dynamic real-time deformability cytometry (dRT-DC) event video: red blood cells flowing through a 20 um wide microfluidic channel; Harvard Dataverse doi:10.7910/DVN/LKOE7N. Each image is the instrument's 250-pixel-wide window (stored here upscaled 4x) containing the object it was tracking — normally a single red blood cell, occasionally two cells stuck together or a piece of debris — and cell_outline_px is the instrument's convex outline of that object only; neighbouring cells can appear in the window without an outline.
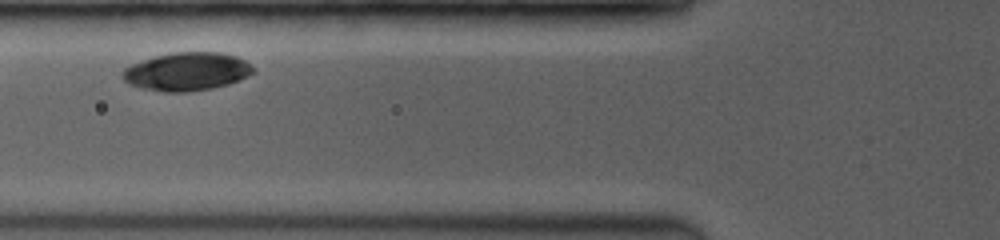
{"species": "common noctule bat (a hibernating species)", "species_latin": "Nyctalus noctula", "temperature_condition": "room temperature", "stored_images_in_passage": 14, "camera_frame_rate_fps": 3500, "um_per_image_px": 0.085, "animal": {"sex": "female", "body_mass_g": 19.0, "forearm_length_mm": 53.3}, "frame": {"image": 1, "passage_image": 5, "time_ms": 1.714, "image_size_px": [1000, 240], "cell_outline_px": [[256, 72], [248, 76], [228, 84], [212, 88], [188, 92], [164, 92], [140, 88], [128, 84], [120, 76], [120, 72], [124, 68], [140, 60], [172, 52], [220, 52], [236, 56], [244, 60]], "centroid_in_image_um": [15.83, 6.09], "position_along_channel_um": 110.0, "area_um2": 29.3}}
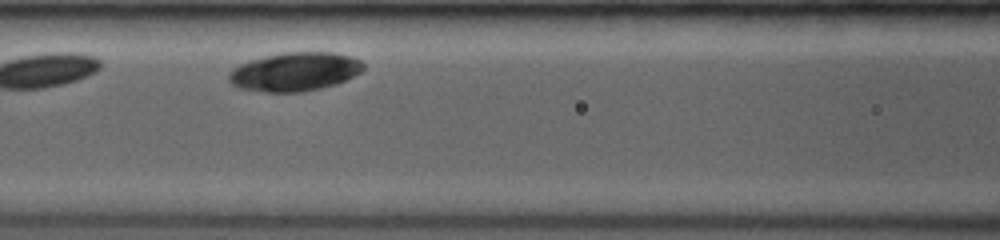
{"frame": {"image": 2, "passage_image": 7, "time_ms": 2.571, "image_size_px": [1000, 240], "cell_outline_px": [[364, 68], [360, 72], [336, 84], [320, 88], [300, 92], [264, 92], [240, 88], [232, 84], [228, 80], [228, 72], [232, 68], [240, 64], [252, 60], [284, 52], [332, 52], [348, 56], [360, 60], [364, 64]], "centroid_in_image_um": [25.03, 6.1], "position_along_channel_um": 141.6, "area_um2": 30.11}}
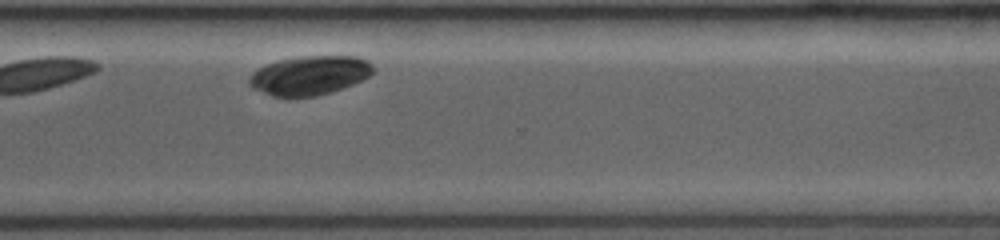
{"frame": {"image": 3, "passage_image": 14, "time_ms": 8.0, "image_size_px": [1000, 240], "cell_outline_px": [[376, 68], [368, 76], [352, 84], [316, 96], [272, 96], [252, 88], [248, 84], [248, 76], [252, 72], [268, 64], [280, 60], [300, 56], [360, 56], [368, 60]], "centroid_in_image_um": [26.31, 6.39], "position_along_channel_um": 344.3, "area_um2": 28.03}}